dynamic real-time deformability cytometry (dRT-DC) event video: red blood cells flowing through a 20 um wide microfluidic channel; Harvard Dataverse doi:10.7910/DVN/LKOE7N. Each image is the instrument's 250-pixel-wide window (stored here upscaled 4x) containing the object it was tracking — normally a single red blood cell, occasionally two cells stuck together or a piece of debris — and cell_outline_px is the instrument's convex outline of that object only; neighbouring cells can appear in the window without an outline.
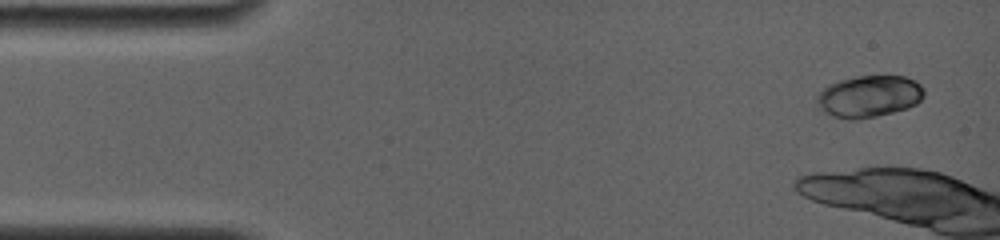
{"species": "common noctule bat (a hibernating species)", "species_latin": "Nyctalus noctula", "temperature_condition": "room temperature", "stored_images_in_passage": 4, "camera_frame_rate_fps": 4000, "um_per_image_px": 0.085, "animal": {"sex": "female", "body_mass_g": 19.0, "forearm_length_mm": 56.7}, "frame": {"image": 1, "passage_image": 1, "time_ms": 0.0, "image_size_px": [1000, 240], "cell_outline_px": [[924, 96], [916, 104], [908, 108], [876, 116], [852, 120], [848, 120], [832, 116], [816, 100], [816, 96], [828, 84], [840, 80], [860, 76], [904, 76], [916, 80], [924, 88]], "centroid_in_image_um": [73.92, 8.18], "position_along_channel_um": 11.1, "area_um2": 25.89}}